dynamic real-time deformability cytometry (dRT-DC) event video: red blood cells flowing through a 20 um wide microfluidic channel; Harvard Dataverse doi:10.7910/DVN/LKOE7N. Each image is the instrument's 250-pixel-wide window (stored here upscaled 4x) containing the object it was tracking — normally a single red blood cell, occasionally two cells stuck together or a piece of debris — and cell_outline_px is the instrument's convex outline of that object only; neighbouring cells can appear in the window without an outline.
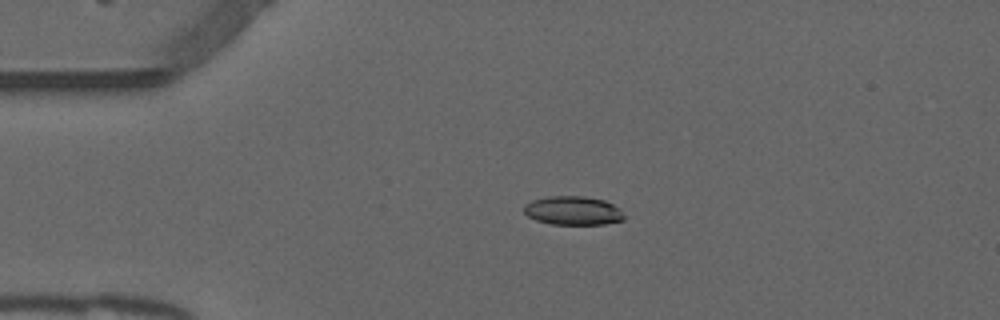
{"species": "common noctule bat (a hibernating species)", "species_latin": "Nyctalus noctula", "temperature_condition": "warm", "stored_images_in_passage": 46, "camera_frame_rate_fps": 3000, "um_per_image_px": 0.085, "animal": {"sex": "male", "forearm_length_mm": 52.5}, "frame": {"image": 1, "passage_image": 5, "time_ms": 1.333, "image_size_px": [1000, 320], "cell_outline_px": [[624, 220], [604, 224], [552, 224], [536, 220], [528, 216], [524, 212], [524, 204], [532, 200], [548, 196], [584, 196], [604, 200], [620, 208], [624, 216]], "centroid_in_image_um": [48.7, 17.9], "position_along_channel_um": 36.3, "area_um2": 16.82}}
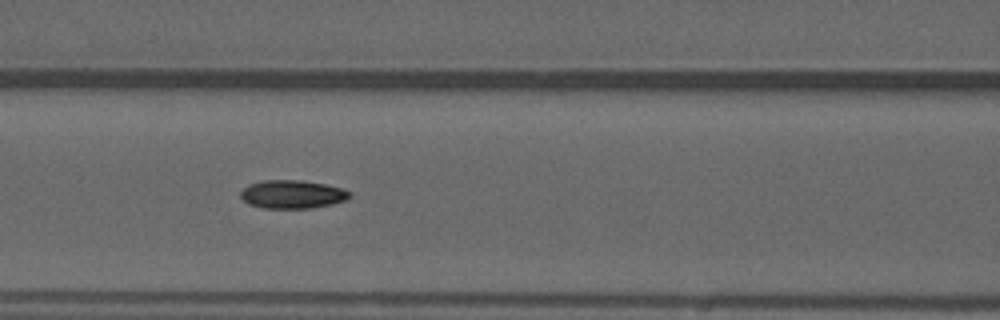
{"frame": {"image": 2, "passage_image": 16, "time_ms": 5.0, "image_size_px": [1000, 320], "cell_outline_px": [[352, 196], [348, 200], [332, 204], [312, 208], [264, 208], [248, 204], [240, 196], [240, 192], [248, 184], [264, 180], [304, 180], [344, 188], [352, 192]], "centroid_in_image_um": [24.89, 16.51], "position_along_channel_um": 141.7, "area_um2": 18.26}}
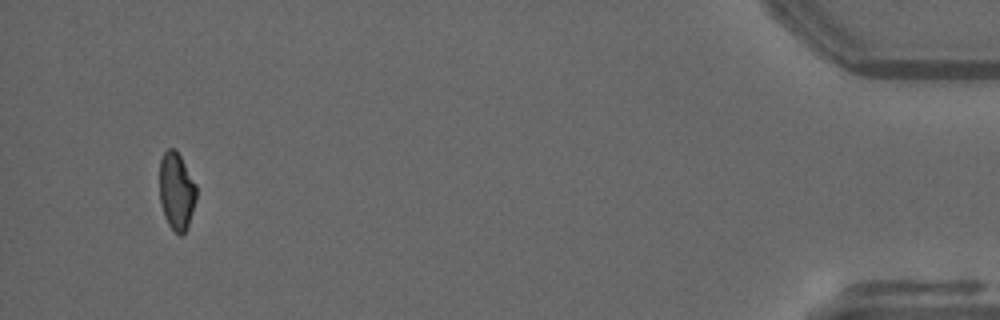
{"frame": {"image": 3, "passage_image": 44, "time_ms": 14.333, "image_size_px": [1000, 320], "cell_outline_px": [[196, 200], [188, 224], [184, 232], [180, 236], [168, 224], [164, 216], [160, 200], [160, 160], [164, 152], [168, 148], [176, 148], [196, 184]], "centroid_in_image_um": [15.0, 16.21], "position_along_channel_um": 420.2, "area_um2": 16.53}, "authors_computed_cell_mechanics": {"area_um2": 17.4845, "velocity_mm_per_s": 3.8592, "shape_relaxation_time_tau1_ms": 8.3597, "shape_relaxation_time_tau2_ms": 2.6612, "deformation_change_tau1": 0.2023, "deformation_change_tau2": 0.081}}